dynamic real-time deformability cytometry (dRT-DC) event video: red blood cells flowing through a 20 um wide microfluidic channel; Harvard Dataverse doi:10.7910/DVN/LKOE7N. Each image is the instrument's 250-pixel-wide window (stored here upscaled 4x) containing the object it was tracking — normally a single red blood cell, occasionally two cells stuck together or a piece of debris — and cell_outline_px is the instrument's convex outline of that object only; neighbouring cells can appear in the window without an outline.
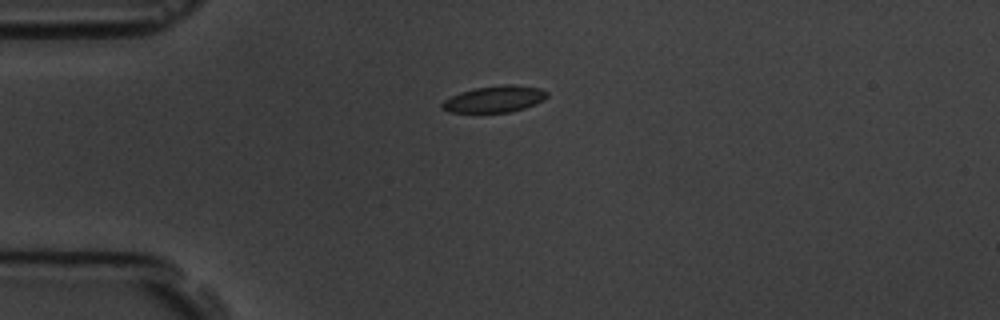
{"species": "common noctule bat (a hibernating species)", "species_latin": "Nyctalus noctula", "temperature_condition": "room temperature", "stored_images_in_passage": 2, "camera_frame_rate_fps": 3000, "um_per_image_px": 0.085, "animal": {"sex": "male", "body_mass_g": 19.5, "forearm_length_mm": 54.6}, "frame": {"image": 1, "passage_image": 1, "time_ms": 0.0, "image_size_px": [1000, 320], "cell_outline_px": [[548, 96], [544, 100], [536, 104], [524, 108], [508, 112], [448, 112], [440, 108], [440, 104], [444, 100], [460, 92], [476, 88], [504, 84], [512, 84], [540, 88], [548, 92]], "centroid_in_image_um": [42.04, 8.42], "position_along_channel_um": 43.0, "area_um2": 16.24}}